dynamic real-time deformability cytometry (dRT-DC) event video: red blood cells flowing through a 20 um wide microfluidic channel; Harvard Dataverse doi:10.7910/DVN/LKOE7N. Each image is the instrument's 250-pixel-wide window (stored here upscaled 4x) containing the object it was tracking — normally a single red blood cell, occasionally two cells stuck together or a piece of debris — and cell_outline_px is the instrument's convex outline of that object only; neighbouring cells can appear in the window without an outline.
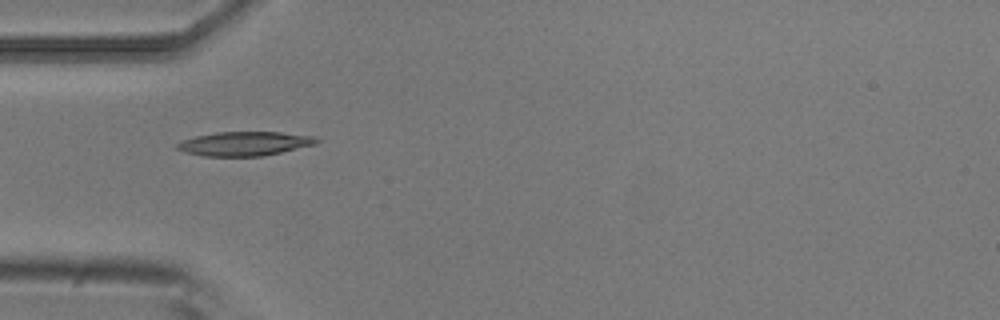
{"species": "common noctule bat (a hibernating species)", "species_latin": "Nyctalus noctula", "temperature_condition": "room temperature", "stored_images_in_passage": 4, "camera_frame_rate_fps": 3000, "um_per_image_px": 0.085, "animal": {"sex": "male", "body_mass_g": 20.5, "forearm_length_mm": 52.5}, "frame": {"image": 1, "passage_image": 2, "time_ms": 0.333, "image_size_px": [1000, 320], "cell_outline_px": [[320, 140], [316, 144], [264, 156], [204, 156], [184, 152], [176, 148], [176, 144], [180, 140], [196, 136], [216, 132], [280, 132], [316, 136]], "centroid_in_image_um": [20.79, 12.21], "position_along_channel_um": 64.2, "area_um2": 19.71}}
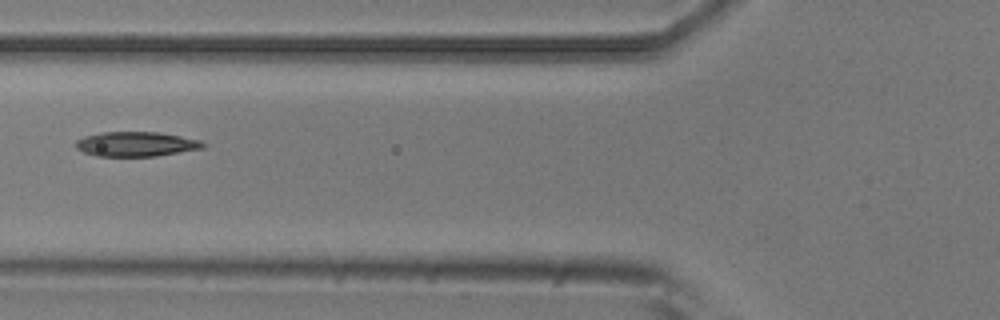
{"frame": {"image": 2, "passage_image": 3, "time_ms": 0.667, "image_size_px": [1000, 320], "cell_outline_px": [[208, 144], [204, 148], [156, 156], [96, 156], [84, 152], [76, 148], [76, 140], [84, 136], [100, 132], [160, 132], [200, 140]], "centroid_in_image_um": [11.58, 12.24], "position_along_channel_um": 114.2, "area_um2": 18.38}}
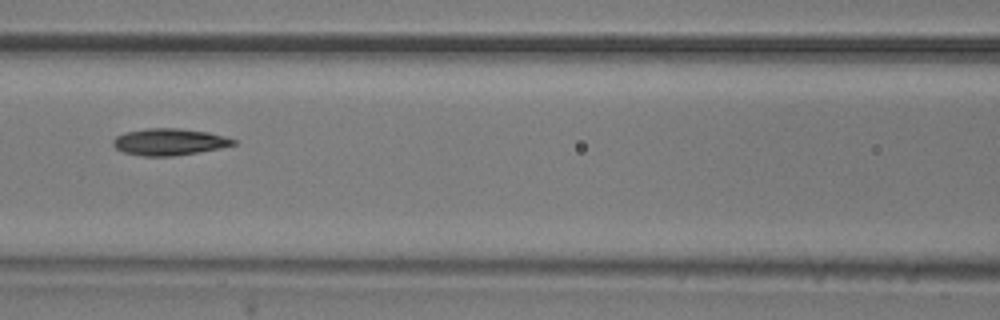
{"frame": {"image": 3, "passage_image": 4, "time_ms": 1.0, "image_size_px": [1000, 320], "cell_outline_px": [[236, 144], [220, 148], [200, 152], [172, 156], [140, 156], [124, 152], [116, 148], [112, 144], [112, 140], [116, 136], [124, 132], [148, 128], [176, 128], [208, 132], [224, 136], [236, 140]], "centroid_in_image_um": [14.36, 12.06], "position_along_channel_um": 152.2, "area_um2": 18.79}}